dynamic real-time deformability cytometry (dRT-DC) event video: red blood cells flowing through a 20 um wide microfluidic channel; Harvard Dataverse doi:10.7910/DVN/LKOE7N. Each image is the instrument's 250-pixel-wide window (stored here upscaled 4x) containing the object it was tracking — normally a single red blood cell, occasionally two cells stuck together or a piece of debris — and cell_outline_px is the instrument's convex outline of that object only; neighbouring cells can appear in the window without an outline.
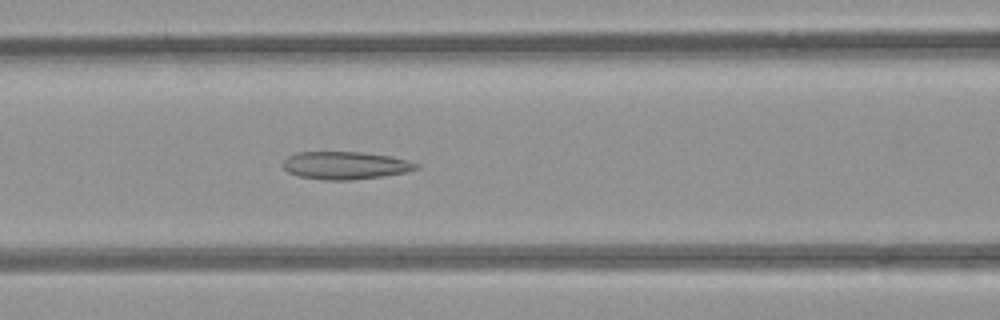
{"species": "common noctule bat (a hibernating species)", "species_latin": "Nyctalus noctula", "temperature_condition": "room temperature", "stored_images_in_passage": 51, "camera_frame_rate_fps": 3000, "um_per_image_px": 0.085, "animal": {"sex": "female", "body_mass_g": 21.9}, "frame": {"image": 1, "passage_image": 21, "time_ms": 6.667, "image_size_px": [1000, 320], "cell_outline_px": [[420, 168], [404, 172], [384, 176], [352, 180], [324, 180], [300, 176], [288, 172], [284, 168], [284, 160], [288, 156], [296, 152], [360, 152], [388, 156], [408, 160], [420, 164]], "centroid_in_image_um": [29.37, 14.06], "position_along_channel_um": 137.2, "area_um2": 21.44}}
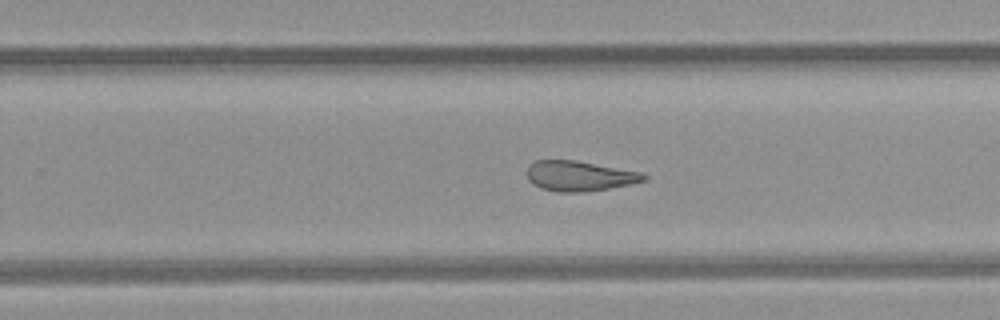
{"frame": {"image": 2, "passage_image": 32, "time_ms": 10.333, "image_size_px": [1000, 320], "cell_outline_px": [[648, 180], [632, 184], [584, 192], [556, 192], [540, 188], [532, 184], [528, 180], [528, 164], [536, 160], [576, 160], [640, 172], [648, 176]], "centroid_in_image_um": [49.24, 14.96], "position_along_channel_um": 280.6, "area_um2": 20.63}}
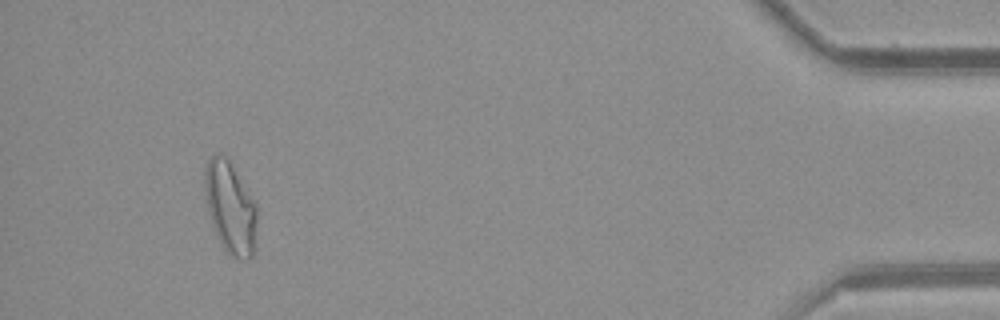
{"frame": {"image": 3, "passage_image": 48, "time_ms": 15.667, "image_size_px": [1000, 320], "cell_outline_px": [[256, 224], [252, 256], [248, 260], [240, 260], [228, 256], [212, 224], [208, 212], [204, 180], [204, 168], [208, 160], [212, 156], [220, 152], [224, 152], [228, 156], [256, 204]], "centroid_in_image_um": [19.56, 17.6], "position_along_channel_um": 415.6, "area_um2": 28.03}, "authors_computed_cell_mechanics": {"area_um2": 23.5246, "velocity_mm_per_s": 3.9153, "shape_relaxation_time_tau1_ms": null, "shape_relaxation_time_tau2_ms": 3.3187, "deformation_change_tau1": null, "deformation_change_tau2": 0.1351}}